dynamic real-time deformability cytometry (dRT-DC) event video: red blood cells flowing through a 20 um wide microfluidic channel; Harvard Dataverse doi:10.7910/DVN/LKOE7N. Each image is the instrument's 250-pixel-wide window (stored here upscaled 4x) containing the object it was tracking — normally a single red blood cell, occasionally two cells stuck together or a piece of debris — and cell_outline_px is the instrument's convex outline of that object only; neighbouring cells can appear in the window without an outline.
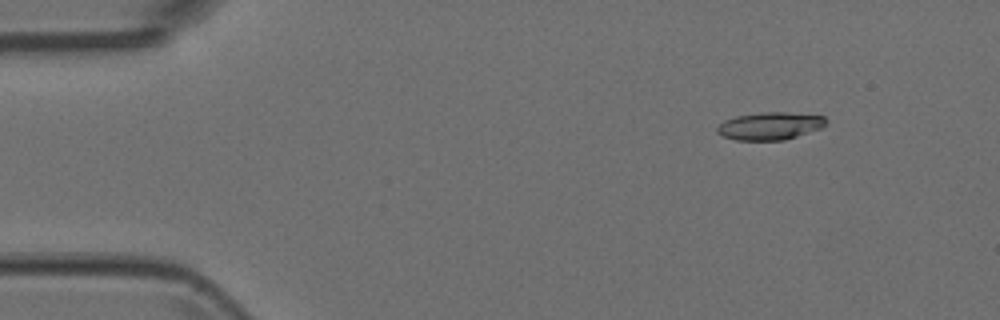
{"species": "Egyptian fruit bat (a non-hibernating species)", "species_latin": "Rousettus aegyptiacus", "temperature_condition": "room temperature", "stored_images_in_passage": 5, "camera_frame_rate_fps": 3000, "um_per_image_px": 0.085, "animal": {"sex": "female"}, "frame": {"image": 1, "passage_image": 1, "time_ms": 0.0, "image_size_px": [1000, 320], "cell_outline_px": [[828, 120], [820, 128], [784, 140], [736, 140], [724, 136], [716, 132], [716, 128], [724, 120], [736, 116], [764, 112], [788, 112], [824, 116]], "centroid_in_image_um": [65.43, 10.7], "position_along_channel_um": 19.6, "area_um2": 17.34}}
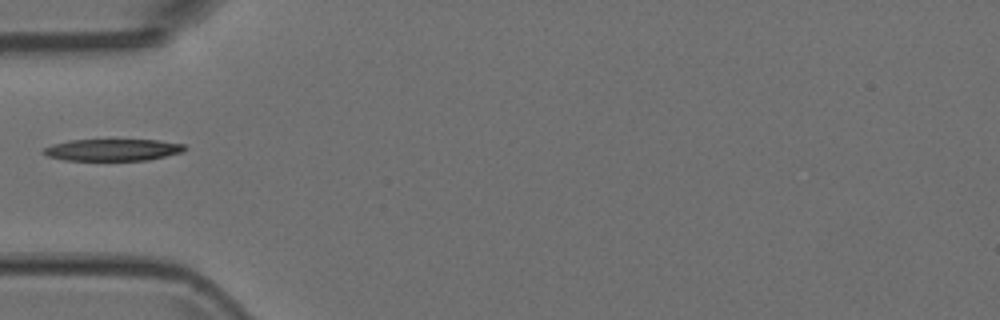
{"frame": {"image": 2, "passage_image": 4, "time_ms": 1.0, "image_size_px": [1000, 320], "cell_outline_px": [[188, 148], [184, 152], [148, 160], [64, 160], [48, 156], [40, 152], [44, 148], [52, 144], [68, 140], [156, 140], [184, 144]], "centroid_in_image_um": [9.58, 12.74], "position_along_channel_um": 75.4, "area_um2": 18.03}}
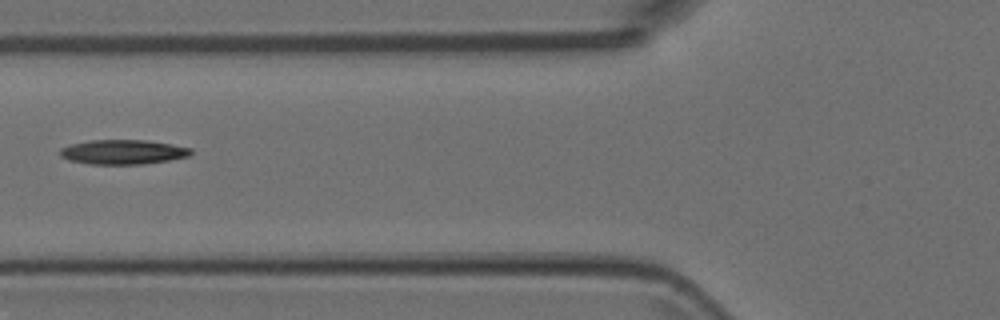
{"frame": {"image": 3, "passage_image": 5, "time_ms": 1.333, "image_size_px": [1000, 320], "cell_outline_px": [[192, 152], [188, 156], [168, 160], [144, 164], [88, 164], [68, 160], [60, 156], [60, 148], [72, 144], [88, 140], [144, 140], [172, 144], [192, 148]], "centroid_in_image_um": [10.43, 12.92], "position_along_channel_um": 115.4, "area_um2": 18.73}}